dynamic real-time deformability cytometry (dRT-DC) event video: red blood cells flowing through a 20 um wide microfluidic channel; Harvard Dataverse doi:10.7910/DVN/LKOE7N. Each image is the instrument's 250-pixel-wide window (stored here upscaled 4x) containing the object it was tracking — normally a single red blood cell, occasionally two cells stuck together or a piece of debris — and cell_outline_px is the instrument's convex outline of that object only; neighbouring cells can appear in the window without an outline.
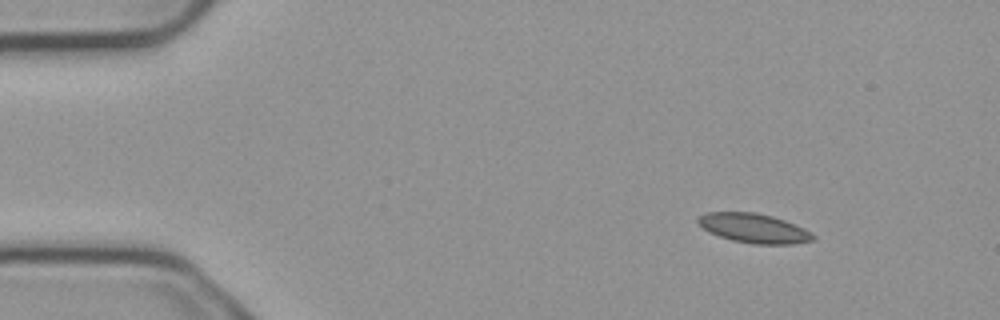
{"species": "common noctule bat (a hibernating species)", "species_latin": "Nyctalus noctula", "temperature_condition": "cold", "stored_images_in_passage": 7, "camera_frame_rate_fps": 3000, "um_per_image_px": 0.085, "animal": {"sex": "male", "body_mass_g": 23.1, "forearm_length_mm": 52.7}, "frame": {"image": 1, "passage_image": 1, "time_ms": 0.0, "image_size_px": [1000, 320], "cell_outline_px": [[816, 240], [792, 244], [752, 244], [732, 240], [708, 232], [696, 220], [704, 212], [756, 212], [772, 216], [784, 220], [804, 228], [812, 232], [816, 236]], "centroid_in_image_um": [64.11, 19.4], "position_along_channel_um": 20.9, "area_um2": 19.77}}
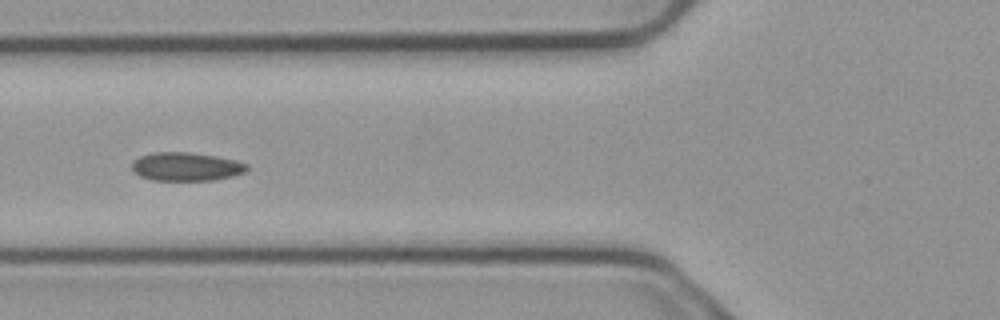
{"frame": {"image": 2, "passage_image": 4, "time_ms": 1.0, "image_size_px": [1000, 320], "cell_outline_px": [[248, 168], [244, 172], [232, 176], [212, 180], [152, 180], [140, 176], [132, 172], [132, 160], [140, 156], [152, 152], [188, 152], [216, 156], [236, 160], [248, 164]], "centroid_in_image_um": [15.79, 14.16], "position_along_channel_um": 110.0, "area_um2": 19.19}}
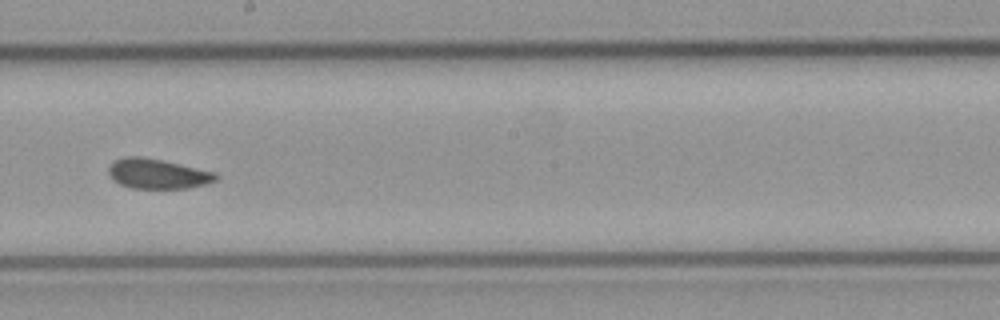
{"frame": {"image": 3, "passage_image": 7, "time_ms": 2.0, "image_size_px": [1000, 320], "cell_outline_px": [[220, 176], [216, 180], [208, 184], [188, 188], [132, 188], [120, 184], [112, 180], [108, 172], [108, 168], [116, 160], [124, 156], [140, 156], [160, 160], [212, 172]], "centroid_in_image_um": [13.37, 14.78], "position_along_channel_um": 234.8, "area_um2": 18.44}}